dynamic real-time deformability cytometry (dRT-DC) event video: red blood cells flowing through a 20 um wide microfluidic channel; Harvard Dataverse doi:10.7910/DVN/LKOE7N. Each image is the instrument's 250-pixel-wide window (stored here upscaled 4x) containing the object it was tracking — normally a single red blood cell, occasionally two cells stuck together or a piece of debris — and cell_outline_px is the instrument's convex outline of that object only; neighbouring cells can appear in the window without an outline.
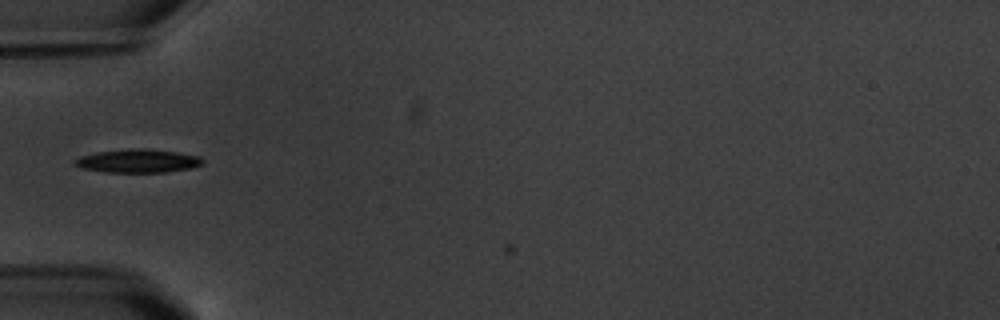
{"species": "common noctule bat (a hibernating species)", "species_latin": "Nyctalus noctula", "temperature_condition": "warm", "stored_images_in_passage": 7, "camera_frame_rate_fps": 3000, "um_per_image_px": 0.085, "animal": {"sex": "male", "body_mass_g": 20.1, "forearm_length_mm": 53.5}, "frame": {"image": 1, "passage_image": 6, "time_ms": 6.667, "image_size_px": [1000, 320], "cell_outline_px": [[204, 164], [188, 168], [164, 172], [104, 172], [80, 168], [72, 164], [72, 160], [80, 156], [96, 152], [132, 148], [148, 148], [176, 152], [200, 156], [204, 160]], "centroid_in_image_um": [11.67, 13.67], "position_along_channel_um": 73.3, "area_um2": 17.63}}